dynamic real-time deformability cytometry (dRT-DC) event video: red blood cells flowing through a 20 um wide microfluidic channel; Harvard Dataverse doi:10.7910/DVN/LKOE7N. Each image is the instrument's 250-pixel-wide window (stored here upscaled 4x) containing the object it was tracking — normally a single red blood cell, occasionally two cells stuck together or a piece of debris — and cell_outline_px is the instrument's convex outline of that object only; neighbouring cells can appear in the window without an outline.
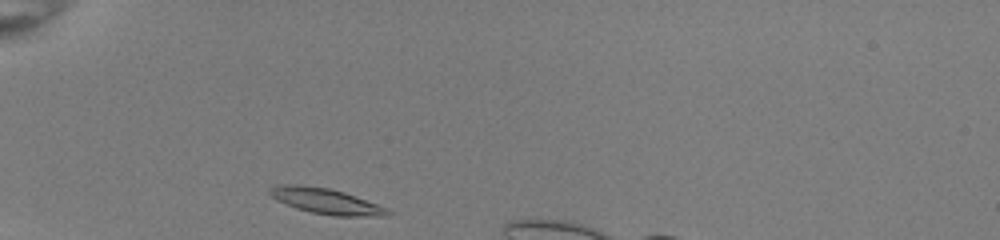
{"species": "common noctule bat (a hibernating species)", "species_latin": "Nyctalus noctula", "temperature_condition": "room temperature", "stored_images_in_passage": 32, "camera_frame_rate_fps": 3000, "um_per_image_px": 0.085, "animal": {"sex": "female", "body_mass_g": 22.0, "forearm_length_mm": 56.7}, "frame": {"image": 1, "passage_image": 1, "time_ms": 0.0, "image_size_px": [1000, 240], "cell_outline_px": [[388, 216], [336, 216], [312, 212], [296, 208], [276, 200], [268, 192], [268, 188], [328, 188], [344, 192], [376, 204], [384, 208], [388, 212]], "centroid_in_image_um": [27.8, 17.17], "position_along_channel_um": 57.2, "area_um2": 16.13}}
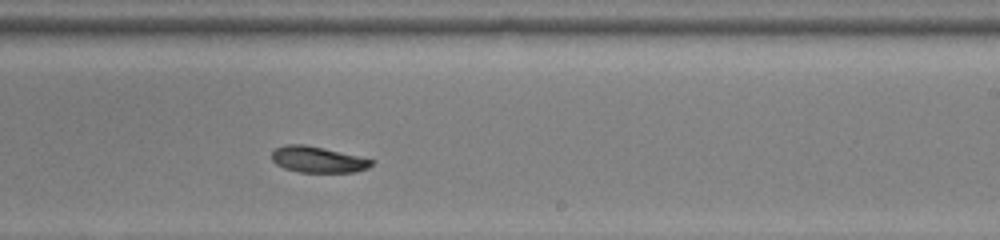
{"frame": {"image": 2, "passage_image": 18, "time_ms": 5.667, "image_size_px": [1000, 240], "cell_outline_px": [[376, 160], [368, 168], [352, 172], [300, 172], [284, 168], [276, 164], [272, 160], [272, 152], [276, 148], [284, 144], [304, 144], [324, 148]], "centroid_in_image_um": [27.01, 13.55], "position_along_channel_um": 262.0, "area_um2": 15.14}}
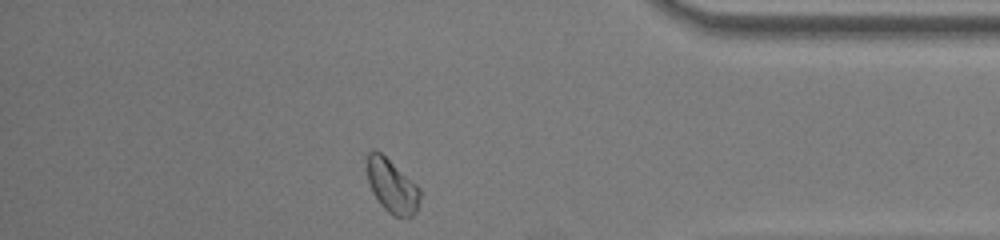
{"frame": {"image": 3, "passage_image": 30, "time_ms": 9.667, "image_size_px": [1000, 240], "cell_outline_px": [[420, 196], [416, 212], [412, 216], [392, 216], [380, 204], [372, 192], [368, 180], [368, 152], [372, 148], [380, 152], [416, 184], [420, 188]], "centroid_in_image_um": [33.32, 15.82], "position_along_channel_um": 401.9, "area_um2": 16.24}}